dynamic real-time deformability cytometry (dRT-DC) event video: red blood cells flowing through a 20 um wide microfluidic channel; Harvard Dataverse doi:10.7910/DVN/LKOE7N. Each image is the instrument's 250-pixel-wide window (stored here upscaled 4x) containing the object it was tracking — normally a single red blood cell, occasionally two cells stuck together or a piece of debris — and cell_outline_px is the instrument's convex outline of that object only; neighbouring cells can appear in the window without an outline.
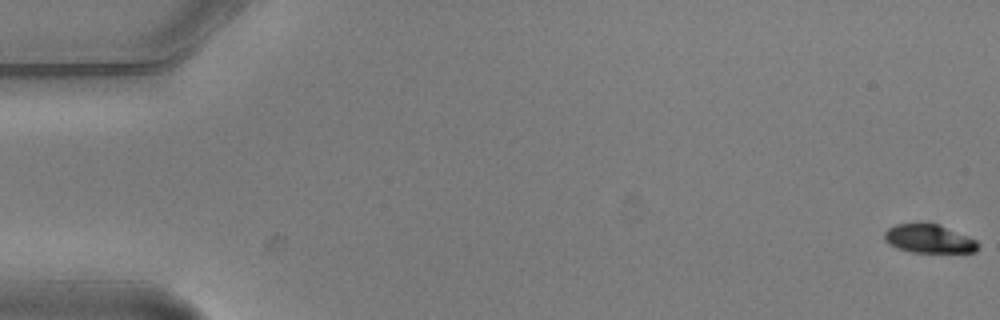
{"species": "common noctule bat (a hibernating species)", "species_latin": "Nyctalus noctula", "temperature_condition": "warm", "stored_images_in_passage": 6, "camera_frame_rate_fps": 3000, "um_per_image_px": 0.085, "animal": {"sex": "male", "body_mass_g": 20.5, "forearm_length_mm": 52.5}, "frame": {"image": 1, "passage_image": 1, "time_ms": 0.0, "image_size_px": [1000, 320], "cell_outline_px": [[980, 244], [976, 252], [912, 252], [896, 248], [888, 244], [884, 240], [884, 232], [888, 228], [896, 224], [924, 220], [940, 224], [976, 240]], "centroid_in_image_um": [78.92, 20.25], "position_along_channel_um": 6.1, "area_um2": 16.18}}
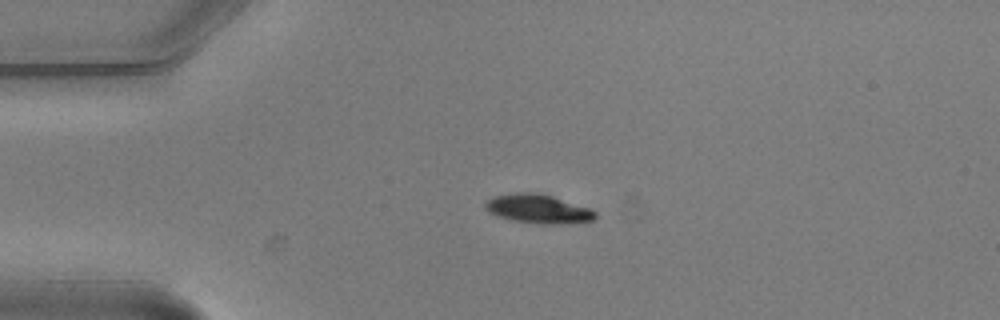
{"frame": {"image": 2, "passage_image": 4, "time_ms": 1.0, "image_size_px": [1000, 320], "cell_outline_px": [[596, 216], [592, 220], [568, 224], [548, 224], [512, 220], [496, 216], [488, 212], [484, 208], [484, 204], [488, 200], [496, 196], [516, 192], [536, 192], [552, 196], [588, 208], [596, 212]], "centroid_in_image_um": [45.71, 17.75], "position_along_channel_um": 39.3, "area_um2": 18.38}}
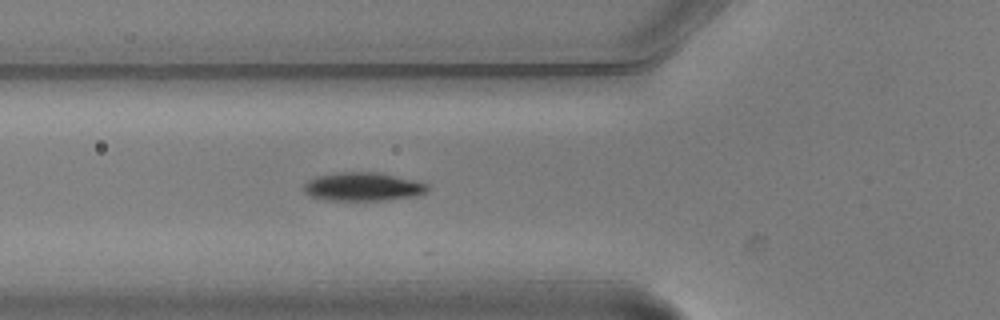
{"frame": {"image": 3, "passage_image": 6, "time_ms": 1.667, "image_size_px": [1000, 320], "cell_outline_px": [[428, 188], [424, 192], [416, 196], [388, 200], [328, 200], [312, 196], [304, 192], [304, 184], [308, 180], [316, 176], [336, 172], [380, 172], [420, 180], [428, 184]], "centroid_in_image_um": [30.89, 15.85], "position_along_channel_um": 94.9, "area_um2": 20.81}}